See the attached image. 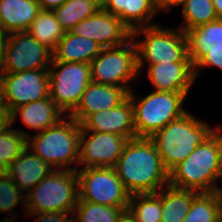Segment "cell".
Instances as JSON below:
<instances>
[{"instance_id": "cell-1", "label": "cell", "mask_w": 222, "mask_h": 222, "mask_svg": "<svg viewBox=\"0 0 222 222\" xmlns=\"http://www.w3.org/2000/svg\"><path fill=\"white\" fill-rule=\"evenodd\" d=\"M114 168L130 195L157 193L169 184V171L150 138L129 139Z\"/></svg>"}, {"instance_id": "cell-2", "label": "cell", "mask_w": 222, "mask_h": 222, "mask_svg": "<svg viewBox=\"0 0 222 222\" xmlns=\"http://www.w3.org/2000/svg\"><path fill=\"white\" fill-rule=\"evenodd\" d=\"M221 125L169 172L171 186L198 193L212 192L222 169Z\"/></svg>"}, {"instance_id": "cell-3", "label": "cell", "mask_w": 222, "mask_h": 222, "mask_svg": "<svg viewBox=\"0 0 222 222\" xmlns=\"http://www.w3.org/2000/svg\"><path fill=\"white\" fill-rule=\"evenodd\" d=\"M219 126L220 124L213 128L187 111L181 117L170 121L150 139L154 143L164 167L170 172L176 165L184 161L198 145L208 139Z\"/></svg>"}, {"instance_id": "cell-4", "label": "cell", "mask_w": 222, "mask_h": 222, "mask_svg": "<svg viewBox=\"0 0 222 222\" xmlns=\"http://www.w3.org/2000/svg\"><path fill=\"white\" fill-rule=\"evenodd\" d=\"M66 118L27 137L26 147L57 170H70L73 162L79 164L81 124L67 115Z\"/></svg>"}, {"instance_id": "cell-5", "label": "cell", "mask_w": 222, "mask_h": 222, "mask_svg": "<svg viewBox=\"0 0 222 222\" xmlns=\"http://www.w3.org/2000/svg\"><path fill=\"white\" fill-rule=\"evenodd\" d=\"M76 167L54 169L25 195V214L74 212L79 199Z\"/></svg>"}, {"instance_id": "cell-6", "label": "cell", "mask_w": 222, "mask_h": 222, "mask_svg": "<svg viewBox=\"0 0 222 222\" xmlns=\"http://www.w3.org/2000/svg\"><path fill=\"white\" fill-rule=\"evenodd\" d=\"M141 34L145 35V39L137 40L136 36ZM131 37L136 45L140 75L147 63L191 62L188 56L187 35L178 27L164 28L155 24L134 30Z\"/></svg>"}, {"instance_id": "cell-7", "label": "cell", "mask_w": 222, "mask_h": 222, "mask_svg": "<svg viewBox=\"0 0 222 222\" xmlns=\"http://www.w3.org/2000/svg\"><path fill=\"white\" fill-rule=\"evenodd\" d=\"M133 91L128 93V97L133 106L136 137L150 138L170 121L181 117L188 111L183 107V102L189 92L154 90L138 101Z\"/></svg>"}, {"instance_id": "cell-8", "label": "cell", "mask_w": 222, "mask_h": 222, "mask_svg": "<svg viewBox=\"0 0 222 222\" xmlns=\"http://www.w3.org/2000/svg\"><path fill=\"white\" fill-rule=\"evenodd\" d=\"M90 64L92 82L123 87L128 93L132 90L130 81L140 75L132 37L122 45L102 48Z\"/></svg>"}, {"instance_id": "cell-9", "label": "cell", "mask_w": 222, "mask_h": 222, "mask_svg": "<svg viewBox=\"0 0 222 222\" xmlns=\"http://www.w3.org/2000/svg\"><path fill=\"white\" fill-rule=\"evenodd\" d=\"M78 201L128 208L130 194L117 175L115 168H78Z\"/></svg>"}, {"instance_id": "cell-10", "label": "cell", "mask_w": 222, "mask_h": 222, "mask_svg": "<svg viewBox=\"0 0 222 222\" xmlns=\"http://www.w3.org/2000/svg\"><path fill=\"white\" fill-rule=\"evenodd\" d=\"M48 74L50 97L68 116L91 82V64L51 61Z\"/></svg>"}, {"instance_id": "cell-11", "label": "cell", "mask_w": 222, "mask_h": 222, "mask_svg": "<svg viewBox=\"0 0 222 222\" xmlns=\"http://www.w3.org/2000/svg\"><path fill=\"white\" fill-rule=\"evenodd\" d=\"M53 53L28 31L7 34L2 73L49 69Z\"/></svg>"}, {"instance_id": "cell-12", "label": "cell", "mask_w": 222, "mask_h": 222, "mask_svg": "<svg viewBox=\"0 0 222 222\" xmlns=\"http://www.w3.org/2000/svg\"><path fill=\"white\" fill-rule=\"evenodd\" d=\"M0 83L10 112L22 105L50 96L48 69L2 73Z\"/></svg>"}, {"instance_id": "cell-13", "label": "cell", "mask_w": 222, "mask_h": 222, "mask_svg": "<svg viewBox=\"0 0 222 222\" xmlns=\"http://www.w3.org/2000/svg\"><path fill=\"white\" fill-rule=\"evenodd\" d=\"M128 140V137L112 133L81 129L78 168L83 164V168H114Z\"/></svg>"}, {"instance_id": "cell-14", "label": "cell", "mask_w": 222, "mask_h": 222, "mask_svg": "<svg viewBox=\"0 0 222 222\" xmlns=\"http://www.w3.org/2000/svg\"><path fill=\"white\" fill-rule=\"evenodd\" d=\"M70 32L92 39L103 48L122 45L131 38V31L120 18L102 8L94 15L77 23Z\"/></svg>"}, {"instance_id": "cell-15", "label": "cell", "mask_w": 222, "mask_h": 222, "mask_svg": "<svg viewBox=\"0 0 222 222\" xmlns=\"http://www.w3.org/2000/svg\"><path fill=\"white\" fill-rule=\"evenodd\" d=\"M83 131L112 133L135 138L133 106L127 96L118 106L90 114L82 123Z\"/></svg>"}, {"instance_id": "cell-16", "label": "cell", "mask_w": 222, "mask_h": 222, "mask_svg": "<svg viewBox=\"0 0 222 222\" xmlns=\"http://www.w3.org/2000/svg\"><path fill=\"white\" fill-rule=\"evenodd\" d=\"M128 92L123 87L90 82L76 108L68 115L82 123L90 114L118 106Z\"/></svg>"}, {"instance_id": "cell-17", "label": "cell", "mask_w": 222, "mask_h": 222, "mask_svg": "<svg viewBox=\"0 0 222 222\" xmlns=\"http://www.w3.org/2000/svg\"><path fill=\"white\" fill-rule=\"evenodd\" d=\"M147 68L155 91L189 92L196 81L191 62L147 64Z\"/></svg>"}, {"instance_id": "cell-18", "label": "cell", "mask_w": 222, "mask_h": 222, "mask_svg": "<svg viewBox=\"0 0 222 222\" xmlns=\"http://www.w3.org/2000/svg\"><path fill=\"white\" fill-rule=\"evenodd\" d=\"M102 9L114 16L131 31L155 25L151 20L158 11L154 0H103Z\"/></svg>"}, {"instance_id": "cell-19", "label": "cell", "mask_w": 222, "mask_h": 222, "mask_svg": "<svg viewBox=\"0 0 222 222\" xmlns=\"http://www.w3.org/2000/svg\"><path fill=\"white\" fill-rule=\"evenodd\" d=\"M53 170V167L26 147L8 166V176L26 195Z\"/></svg>"}, {"instance_id": "cell-20", "label": "cell", "mask_w": 222, "mask_h": 222, "mask_svg": "<svg viewBox=\"0 0 222 222\" xmlns=\"http://www.w3.org/2000/svg\"><path fill=\"white\" fill-rule=\"evenodd\" d=\"M18 113L22 123L37 133L58 124L65 115L50 96L15 108L11 112V123Z\"/></svg>"}, {"instance_id": "cell-21", "label": "cell", "mask_w": 222, "mask_h": 222, "mask_svg": "<svg viewBox=\"0 0 222 222\" xmlns=\"http://www.w3.org/2000/svg\"><path fill=\"white\" fill-rule=\"evenodd\" d=\"M40 11L37 0H0L3 34L27 31Z\"/></svg>"}, {"instance_id": "cell-22", "label": "cell", "mask_w": 222, "mask_h": 222, "mask_svg": "<svg viewBox=\"0 0 222 222\" xmlns=\"http://www.w3.org/2000/svg\"><path fill=\"white\" fill-rule=\"evenodd\" d=\"M188 56L193 67L209 50L222 49V19L199 25L186 32Z\"/></svg>"}, {"instance_id": "cell-23", "label": "cell", "mask_w": 222, "mask_h": 222, "mask_svg": "<svg viewBox=\"0 0 222 222\" xmlns=\"http://www.w3.org/2000/svg\"><path fill=\"white\" fill-rule=\"evenodd\" d=\"M102 48L92 39L77 36L67 31L52 52V61L91 63Z\"/></svg>"}, {"instance_id": "cell-24", "label": "cell", "mask_w": 222, "mask_h": 222, "mask_svg": "<svg viewBox=\"0 0 222 222\" xmlns=\"http://www.w3.org/2000/svg\"><path fill=\"white\" fill-rule=\"evenodd\" d=\"M198 192L168 184L161 189V222H182Z\"/></svg>"}, {"instance_id": "cell-25", "label": "cell", "mask_w": 222, "mask_h": 222, "mask_svg": "<svg viewBox=\"0 0 222 222\" xmlns=\"http://www.w3.org/2000/svg\"><path fill=\"white\" fill-rule=\"evenodd\" d=\"M27 31L40 44L46 46L52 52L65 35L64 29L58 23L55 13L51 10H41Z\"/></svg>"}, {"instance_id": "cell-26", "label": "cell", "mask_w": 222, "mask_h": 222, "mask_svg": "<svg viewBox=\"0 0 222 222\" xmlns=\"http://www.w3.org/2000/svg\"><path fill=\"white\" fill-rule=\"evenodd\" d=\"M102 8L99 0H67L53 12L65 32L70 31L80 21L94 15Z\"/></svg>"}, {"instance_id": "cell-27", "label": "cell", "mask_w": 222, "mask_h": 222, "mask_svg": "<svg viewBox=\"0 0 222 222\" xmlns=\"http://www.w3.org/2000/svg\"><path fill=\"white\" fill-rule=\"evenodd\" d=\"M127 211L137 222H161V190L157 193L130 195Z\"/></svg>"}, {"instance_id": "cell-28", "label": "cell", "mask_w": 222, "mask_h": 222, "mask_svg": "<svg viewBox=\"0 0 222 222\" xmlns=\"http://www.w3.org/2000/svg\"><path fill=\"white\" fill-rule=\"evenodd\" d=\"M128 208L112 207L88 201H78L73 215L74 222H119Z\"/></svg>"}, {"instance_id": "cell-29", "label": "cell", "mask_w": 222, "mask_h": 222, "mask_svg": "<svg viewBox=\"0 0 222 222\" xmlns=\"http://www.w3.org/2000/svg\"><path fill=\"white\" fill-rule=\"evenodd\" d=\"M182 6L183 25L178 28L185 33L199 25L218 19L211 0H184Z\"/></svg>"}, {"instance_id": "cell-30", "label": "cell", "mask_w": 222, "mask_h": 222, "mask_svg": "<svg viewBox=\"0 0 222 222\" xmlns=\"http://www.w3.org/2000/svg\"><path fill=\"white\" fill-rule=\"evenodd\" d=\"M221 211L222 206L212 192L198 193L182 222H216Z\"/></svg>"}, {"instance_id": "cell-31", "label": "cell", "mask_w": 222, "mask_h": 222, "mask_svg": "<svg viewBox=\"0 0 222 222\" xmlns=\"http://www.w3.org/2000/svg\"><path fill=\"white\" fill-rule=\"evenodd\" d=\"M30 133H25L12 127L0 134V161L9 166L27 146V137Z\"/></svg>"}, {"instance_id": "cell-32", "label": "cell", "mask_w": 222, "mask_h": 222, "mask_svg": "<svg viewBox=\"0 0 222 222\" xmlns=\"http://www.w3.org/2000/svg\"><path fill=\"white\" fill-rule=\"evenodd\" d=\"M21 202L25 209V194L16 183L8 175L0 178V211L10 212L9 215H12L15 212L14 207Z\"/></svg>"}, {"instance_id": "cell-33", "label": "cell", "mask_w": 222, "mask_h": 222, "mask_svg": "<svg viewBox=\"0 0 222 222\" xmlns=\"http://www.w3.org/2000/svg\"><path fill=\"white\" fill-rule=\"evenodd\" d=\"M37 216L35 222H73L74 212H50V213H36V214H25V216ZM70 215V216H69ZM5 217L1 222H16L15 218Z\"/></svg>"}, {"instance_id": "cell-34", "label": "cell", "mask_w": 222, "mask_h": 222, "mask_svg": "<svg viewBox=\"0 0 222 222\" xmlns=\"http://www.w3.org/2000/svg\"><path fill=\"white\" fill-rule=\"evenodd\" d=\"M203 67L222 69V49L209 50L208 53L194 66V76L197 79Z\"/></svg>"}, {"instance_id": "cell-35", "label": "cell", "mask_w": 222, "mask_h": 222, "mask_svg": "<svg viewBox=\"0 0 222 222\" xmlns=\"http://www.w3.org/2000/svg\"><path fill=\"white\" fill-rule=\"evenodd\" d=\"M184 0H154L157 11L168 12L171 11L174 6L182 5Z\"/></svg>"}, {"instance_id": "cell-36", "label": "cell", "mask_w": 222, "mask_h": 222, "mask_svg": "<svg viewBox=\"0 0 222 222\" xmlns=\"http://www.w3.org/2000/svg\"><path fill=\"white\" fill-rule=\"evenodd\" d=\"M41 10H51L62 6L67 0H37Z\"/></svg>"}, {"instance_id": "cell-37", "label": "cell", "mask_w": 222, "mask_h": 222, "mask_svg": "<svg viewBox=\"0 0 222 222\" xmlns=\"http://www.w3.org/2000/svg\"><path fill=\"white\" fill-rule=\"evenodd\" d=\"M11 125V112L8 110L5 113L0 114V134L10 128Z\"/></svg>"}, {"instance_id": "cell-38", "label": "cell", "mask_w": 222, "mask_h": 222, "mask_svg": "<svg viewBox=\"0 0 222 222\" xmlns=\"http://www.w3.org/2000/svg\"><path fill=\"white\" fill-rule=\"evenodd\" d=\"M6 39H7V35L0 33V75L2 74L3 67H4Z\"/></svg>"}, {"instance_id": "cell-39", "label": "cell", "mask_w": 222, "mask_h": 222, "mask_svg": "<svg viewBox=\"0 0 222 222\" xmlns=\"http://www.w3.org/2000/svg\"><path fill=\"white\" fill-rule=\"evenodd\" d=\"M221 177H222V169L218 173L217 182L219 179H222ZM212 193L214 194L215 198L220 202L222 206V186L220 187L219 185L215 184Z\"/></svg>"}, {"instance_id": "cell-40", "label": "cell", "mask_w": 222, "mask_h": 222, "mask_svg": "<svg viewBox=\"0 0 222 222\" xmlns=\"http://www.w3.org/2000/svg\"><path fill=\"white\" fill-rule=\"evenodd\" d=\"M6 111H8V108L5 102L4 91L0 83V114L5 113Z\"/></svg>"}, {"instance_id": "cell-41", "label": "cell", "mask_w": 222, "mask_h": 222, "mask_svg": "<svg viewBox=\"0 0 222 222\" xmlns=\"http://www.w3.org/2000/svg\"><path fill=\"white\" fill-rule=\"evenodd\" d=\"M211 1L213 2L217 17L222 19V0H211Z\"/></svg>"}, {"instance_id": "cell-42", "label": "cell", "mask_w": 222, "mask_h": 222, "mask_svg": "<svg viewBox=\"0 0 222 222\" xmlns=\"http://www.w3.org/2000/svg\"><path fill=\"white\" fill-rule=\"evenodd\" d=\"M119 222H137V220L130 212L125 211L124 214L121 216Z\"/></svg>"}, {"instance_id": "cell-43", "label": "cell", "mask_w": 222, "mask_h": 222, "mask_svg": "<svg viewBox=\"0 0 222 222\" xmlns=\"http://www.w3.org/2000/svg\"><path fill=\"white\" fill-rule=\"evenodd\" d=\"M8 175V166L0 161V178Z\"/></svg>"}, {"instance_id": "cell-44", "label": "cell", "mask_w": 222, "mask_h": 222, "mask_svg": "<svg viewBox=\"0 0 222 222\" xmlns=\"http://www.w3.org/2000/svg\"><path fill=\"white\" fill-rule=\"evenodd\" d=\"M216 222H222V211L218 214Z\"/></svg>"}, {"instance_id": "cell-45", "label": "cell", "mask_w": 222, "mask_h": 222, "mask_svg": "<svg viewBox=\"0 0 222 222\" xmlns=\"http://www.w3.org/2000/svg\"><path fill=\"white\" fill-rule=\"evenodd\" d=\"M0 33H3V29H2L1 23H0Z\"/></svg>"}]
</instances>
